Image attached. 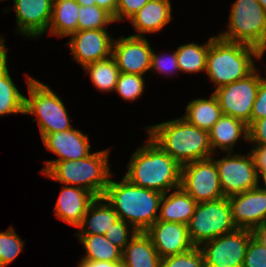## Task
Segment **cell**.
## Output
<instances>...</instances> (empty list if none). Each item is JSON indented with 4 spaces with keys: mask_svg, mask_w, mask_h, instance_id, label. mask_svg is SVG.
I'll return each instance as SVG.
<instances>
[{
    "mask_svg": "<svg viewBox=\"0 0 266 267\" xmlns=\"http://www.w3.org/2000/svg\"><path fill=\"white\" fill-rule=\"evenodd\" d=\"M109 149L91 153L84 159L56 162L44 175L65 185L79 187L102 197L110 177Z\"/></svg>",
    "mask_w": 266,
    "mask_h": 267,
    "instance_id": "obj_5",
    "label": "cell"
},
{
    "mask_svg": "<svg viewBox=\"0 0 266 267\" xmlns=\"http://www.w3.org/2000/svg\"><path fill=\"white\" fill-rule=\"evenodd\" d=\"M161 267H205V260L200 247L188 252L161 258Z\"/></svg>",
    "mask_w": 266,
    "mask_h": 267,
    "instance_id": "obj_34",
    "label": "cell"
},
{
    "mask_svg": "<svg viewBox=\"0 0 266 267\" xmlns=\"http://www.w3.org/2000/svg\"><path fill=\"white\" fill-rule=\"evenodd\" d=\"M248 141L253 145L266 146V117L253 121L248 126Z\"/></svg>",
    "mask_w": 266,
    "mask_h": 267,
    "instance_id": "obj_40",
    "label": "cell"
},
{
    "mask_svg": "<svg viewBox=\"0 0 266 267\" xmlns=\"http://www.w3.org/2000/svg\"><path fill=\"white\" fill-rule=\"evenodd\" d=\"M42 140L48 150L59 156L58 159L46 161L42 173H46L58 161L80 160L91 154L88 135L74 128L46 134Z\"/></svg>",
    "mask_w": 266,
    "mask_h": 267,
    "instance_id": "obj_17",
    "label": "cell"
},
{
    "mask_svg": "<svg viewBox=\"0 0 266 267\" xmlns=\"http://www.w3.org/2000/svg\"><path fill=\"white\" fill-rule=\"evenodd\" d=\"M242 267H266V249L254 236L247 245Z\"/></svg>",
    "mask_w": 266,
    "mask_h": 267,
    "instance_id": "obj_36",
    "label": "cell"
},
{
    "mask_svg": "<svg viewBox=\"0 0 266 267\" xmlns=\"http://www.w3.org/2000/svg\"><path fill=\"white\" fill-rule=\"evenodd\" d=\"M241 136L248 141L247 124L224 114L209 131L210 144L214 153L215 148L233 153V146Z\"/></svg>",
    "mask_w": 266,
    "mask_h": 267,
    "instance_id": "obj_23",
    "label": "cell"
},
{
    "mask_svg": "<svg viewBox=\"0 0 266 267\" xmlns=\"http://www.w3.org/2000/svg\"><path fill=\"white\" fill-rule=\"evenodd\" d=\"M210 45L211 38L203 45L190 43L179 46L176 50V56L180 71L188 73L205 71Z\"/></svg>",
    "mask_w": 266,
    "mask_h": 267,
    "instance_id": "obj_30",
    "label": "cell"
},
{
    "mask_svg": "<svg viewBox=\"0 0 266 267\" xmlns=\"http://www.w3.org/2000/svg\"><path fill=\"white\" fill-rule=\"evenodd\" d=\"M92 5L106 10L114 17L116 15L118 0H92Z\"/></svg>",
    "mask_w": 266,
    "mask_h": 267,
    "instance_id": "obj_42",
    "label": "cell"
},
{
    "mask_svg": "<svg viewBox=\"0 0 266 267\" xmlns=\"http://www.w3.org/2000/svg\"><path fill=\"white\" fill-rule=\"evenodd\" d=\"M259 4L266 10V0H257Z\"/></svg>",
    "mask_w": 266,
    "mask_h": 267,
    "instance_id": "obj_47",
    "label": "cell"
},
{
    "mask_svg": "<svg viewBox=\"0 0 266 267\" xmlns=\"http://www.w3.org/2000/svg\"><path fill=\"white\" fill-rule=\"evenodd\" d=\"M79 8L75 0H54L48 27L50 34L65 37L77 32Z\"/></svg>",
    "mask_w": 266,
    "mask_h": 267,
    "instance_id": "obj_27",
    "label": "cell"
},
{
    "mask_svg": "<svg viewBox=\"0 0 266 267\" xmlns=\"http://www.w3.org/2000/svg\"><path fill=\"white\" fill-rule=\"evenodd\" d=\"M258 70L247 77L216 88L213 94L217 97L222 113L251 124V113L257 97V89L263 81Z\"/></svg>",
    "mask_w": 266,
    "mask_h": 267,
    "instance_id": "obj_9",
    "label": "cell"
},
{
    "mask_svg": "<svg viewBox=\"0 0 266 267\" xmlns=\"http://www.w3.org/2000/svg\"><path fill=\"white\" fill-rule=\"evenodd\" d=\"M0 37V116L24 114L25 96L14 85L7 67V48Z\"/></svg>",
    "mask_w": 266,
    "mask_h": 267,
    "instance_id": "obj_22",
    "label": "cell"
},
{
    "mask_svg": "<svg viewBox=\"0 0 266 267\" xmlns=\"http://www.w3.org/2000/svg\"><path fill=\"white\" fill-rule=\"evenodd\" d=\"M144 86L143 76L120 72L115 91H117L119 96L125 101H132L142 95Z\"/></svg>",
    "mask_w": 266,
    "mask_h": 267,
    "instance_id": "obj_33",
    "label": "cell"
},
{
    "mask_svg": "<svg viewBox=\"0 0 266 267\" xmlns=\"http://www.w3.org/2000/svg\"><path fill=\"white\" fill-rule=\"evenodd\" d=\"M103 201V197H98L89 205L78 226L81 232L77 234L104 235L119 219L114 209Z\"/></svg>",
    "mask_w": 266,
    "mask_h": 267,
    "instance_id": "obj_25",
    "label": "cell"
},
{
    "mask_svg": "<svg viewBox=\"0 0 266 267\" xmlns=\"http://www.w3.org/2000/svg\"><path fill=\"white\" fill-rule=\"evenodd\" d=\"M253 231L239 229L203 243L205 267H242Z\"/></svg>",
    "mask_w": 266,
    "mask_h": 267,
    "instance_id": "obj_11",
    "label": "cell"
},
{
    "mask_svg": "<svg viewBox=\"0 0 266 267\" xmlns=\"http://www.w3.org/2000/svg\"><path fill=\"white\" fill-rule=\"evenodd\" d=\"M228 30L217 36L266 51V10L257 0H236L231 7Z\"/></svg>",
    "mask_w": 266,
    "mask_h": 267,
    "instance_id": "obj_7",
    "label": "cell"
},
{
    "mask_svg": "<svg viewBox=\"0 0 266 267\" xmlns=\"http://www.w3.org/2000/svg\"><path fill=\"white\" fill-rule=\"evenodd\" d=\"M149 137L181 166L212 158L209 132L189 124L183 117L146 128Z\"/></svg>",
    "mask_w": 266,
    "mask_h": 267,
    "instance_id": "obj_3",
    "label": "cell"
},
{
    "mask_svg": "<svg viewBox=\"0 0 266 267\" xmlns=\"http://www.w3.org/2000/svg\"><path fill=\"white\" fill-rule=\"evenodd\" d=\"M180 187L197 203L224 197L216 163L212 158L181 166Z\"/></svg>",
    "mask_w": 266,
    "mask_h": 267,
    "instance_id": "obj_10",
    "label": "cell"
},
{
    "mask_svg": "<svg viewBox=\"0 0 266 267\" xmlns=\"http://www.w3.org/2000/svg\"><path fill=\"white\" fill-rule=\"evenodd\" d=\"M165 56H159L152 50L151 69L161 73H171L174 70L177 72L179 69L176 51L173 54Z\"/></svg>",
    "mask_w": 266,
    "mask_h": 267,
    "instance_id": "obj_38",
    "label": "cell"
},
{
    "mask_svg": "<svg viewBox=\"0 0 266 267\" xmlns=\"http://www.w3.org/2000/svg\"><path fill=\"white\" fill-rule=\"evenodd\" d=\"M77 267H122L121 262L81 260Z\"/></svg>",
    "mask_w": 266,
    "mask_h": 267,
    "instance_id": "obj_43",
    "label": "cell"
},
{
    "mask_svg": "<svg viewBox=\"0 0 266 267\" xmlns=\"http://www.w3.org/2000/svg\"><path fill=\"white\" fill-rule=\"evenodd\" d=\"M220 186L224 197L242 193L258 187L259 177L251 152L248 155L231 154L215 160Z\"/></svg>",
    "mask_w": 266,
    "mask_h": 267,
    "instance_id": "obj_12",
    "label": "cell"
},
{
    "mask_svg": "<svg viewBox=\"0 0 266 267\" xmlns=\"http://www.w3.org/2000/svg\"><path fill=\"white\" fill-rule=\"evenodd\" d=\"M86 250L81 260L122 262V250L104 235L76 234Z\"/></svg>",
    "mask_w": 266,
    "mask_h": 267,
    "instance_id": "obj_28",
    "label": "cell"
},
{
    "mask_svg": "<svg viewBox=\"0 0 266 267\" xmlns=\"http://www.w3.org/2000/svg\"><path fill=\"white\" fill-rule=\"evenodd\" d=\"M95 199L96 197L85 189L64 185L57 199L54 214L64 222L78 227Z\"/></svg>",
    "mask_w": 266,
    "mask_h": 267,
    "instance_id": "obj_19",
    "label": "cell"
},
{
    "mask_svg": "<svg viewBox=\"0 0 266 267\" xmlns=\"http://www.w3.org/2000/svg\"><path fill=\"white\" fill-rule=\"evenodd\" d=\"M253 236L262 244L266 249V226L259 227L253 230Z\"/></svg>",
    "mask_w": 266,
    "mask_h": 267,
    "instance_id": "obj_44",
    "label": "cell"
},
{
    "mask_svg": "<svg viewBox=\"0 0 266 267\" xmlns=\"http://www.w3.org/2000/svg\"><path fill=\"white\" fill-rule=\"evenodd\" d=\"M16 28L26 37H39L49 27L54 0H13Z\"/></svg>",
    "mask_w": 266,
    "mask_h": 267,
    "instance_id": "obj_18",
    "label": "cell"
},
{
    "mask_svg": "<svg viewBox=\"0 0 266 267\" xmlns=\"http://www.w3.org/2000/svg\"><path fill=\"white\" fill-rule=\"evenodd\" d=\"M125 177L134 185L162 194L180 187L181 165L150 137L132 154Z\"/></svg>",
    "mask_w": 266,
    "mask_h": 267,
    "instance_id": "obj_1",
    "label": "cell"
},
{
    "mask_svg": "<svg viewBox=\"0 0 266 267\" xmlns=\"http://www.w3.org/2000/svg\"><path fill=\"white\" fill-rule=\"evenodd\" d=\"M223 115L217 97L212 93L209 99H193L186 107L185 116L189 124L210 131Z\"/></svg>",
    "mask_w": 266,
    "mask_h": 267,
    "instance_id": "obj_26",
    "label": "cell"
},
{
    "mask_svg": "<svg viewBox=\"0 0 266 267\" xmlns=\"http://www.w3.org/2000/svg\"><path fill=\"white\" fill-rule=\"evenodd\" d=\"M129 228H131L130 231L132 233L129 231ZM136 232L137 231L129 223L118 219L112 224V227L106 231L104 236L123 251Z\"/></svg>",
    "mask_w": 266,
    "mask_h": 267,
    "instance_id": "obj_35",
    "label": "cell"
},
{
    "mask_svg": "<svg viewBox=\"0 0 266 267\" xmlns=\"http://www.w3.org/2000/svg\"><path fill=\"white\" fill-rule=\"evenodd\" d=\"M122 267H161V257L146 232L137 231L122 251Z\"/></svg>",
    "mask_w": 266,
    "mask_h": 267,
    "instance_id": "obj_21",
    "label": "cell"
},
{
    "mask_svg": "<svg viewBox=\"0 0 266 267\" xmlns=\"http://www.w3.org/2000/svg\"><path fill=\"white\" fill-rule=\"evenodd\" d=\"M236 229L228 197L197 203L188 223L189 235L195 247Z\"/></svg>",
    "mask_w": 266,
    "mask_h": 267,
    "instance_id": "obj_8",
    "label": "cell"
},
{
    "mask_svg": "<svg viewBox=\"0 0 266 267\" xmlns=\"http://www.w3.org/2000/svg\"><path fill=\"white\" fill-rule=\"evenodd\" d=\"M266 117V78L259 84L257 97L253 104L251 123L257 119Z\"/></svg>",
    "mask_w": 266,
    "mask_h": 267,
    "instance_id": "obj_39",
    "label": "cell"
},
{
    "mask_svg": "<svg viewBox=\"0 0 266 267\" xmlns=\"http://www.w3.org/2000/svg\"><path fill=\"white\" fill-rule=\"evenodd\" d=\"M232 219L239 229L266 226V193L258 186L228 197Z\"/></svg>",
    "mask_w": 266,
    "mask_h": 267,
    "instance_id": "obj_14",
    "label": "cell"
},
{
    "mask_svg": "<svg viewBox=\"0 0 266 267\" xmlns=\"http://www.w3.org/2000/svg\"><path fill=\"white\" fill-rule=\"evenodd\" d=\"M263 55L254 46L213 36L205 72L219 88L247 77L256 69L253 59H260Z\"/></svg>",
    "mask_w": 266,
    "mask_h": 267,
    "instance_id": "obj_4",
    "label": "cell"
},
{
    "mask_svg": "<svg viewBox=\"0 0 266 267\" xmlns=\"http://www.w3.org/2000/svg\"><path fill=\"white\" fill-rule=\"evenodd\" d=\"M24 242L16 234L12 226L0 232V267L10 264L23 250Z\"/></svg>",
    "mask_w": 266,
    "mask_h": 267,
    "instance_id": "obj_32",
    "label": "cell"
},
{
    "mask_svg": "<svg viewBox=\"0 0 266 267\" xmlns=\"http://www.w3.org/2000/svg\"><path fill=\"white\" fill-rule=\"evenodd\" d=\"M79 6H92V0H75Z\"/></svg>",
    "mask_w": 266,
    "mask_h": 267,
    "instance_id": "obj_45",
    "label": "cell"
},
{
    "mask_svg": "<svg viewBox=\"0 0 266 267\" xmlns=\"http://www.w3.org/2000/svg\"><path fill=\"white\" fill-rule=\"evenodd\" d=\"M170 0H150L130 19L139 32L132 36L144 37L143 34L161 30L172 19Z\"/></svg>",
    "mask_w": 266,
    "mask_h": 267,
    "instance_id": "obj_20",
    "label": "cell"
},
{
    "mask_svg": "<svg viewBox=\"0 0 266 267\" xmlns=\"http://www.w3.org/2000/svg\"><path fill=\"white\" fill-rule=\"evenodd\" d=\"M259 178L263 179L264 182V188H262L261 186H259L265 193H266V175H260Z\"/></svg>",
    "mask_w": 266,
    "mask_h": 267,
    "instance_id": "obj_46",
    "label": "cell"
},
{
    "mask_svg": "<svg viewBox=\"0 0 266 267\" xmlns=\"http://www.w3.org/2000/svg\"><path fill=\"white\" fill-rule=\"evenodd\" d=\"M83 68L86 74L90 75L91 81L97 89L103 92L115 90L120 70L113 57L88 64Z\"/></svg>",
    "mask_w": 266,
    "mask_h": 267,
    "instance_id": "obj_29",
    "label": "cell"
},
{
    "mask_svg": "<svg viewBox=\"0 0 266 267\" xmlns=\"http://www.w3.org/2000/svg\"><path fill=\"white\" fill-rule=\"evenodd\" d=\"M69 36L66 46L70 47L73 59L82 67L112 57L114 39L106 29L77 31Z\"/></svg>",
    "mask_w": 266,
    "mask_h": 267,
    "instance_id": "obj_13",
    "label": "cell"
},
{
    "mask_svg": "<svg viewBox=\"0 0 266 267\" xmlns=\"http://www.w3.org/2000/svg\"><path fill=\"white\" fill-rule=\"evenodd\" d=\"M163 194L160 202V214L157 220L178 222L188 225L194 214L197 202L181 187L167 195Z\"/></svg>",
    "mask_w": 266,
    "mask_h": 267,
    "instance_id": "obj_24",
    "label": "cell"
},
{
    "mask_svg": "<svg viewBox=\"0 0 266 267\" xmlns=\"http://www.w3.org/2000/svg\"><path fill=\"white\" fill-rule=\"evenodd\" d=\"M102 197L119 219L129 223L136 231L145 232L158 219L163 194L134 185L123 177L119 182L110 178Z\"/></svg>",
    "mask_w": 266,
    "mask_h": 267,
    "instance_id": "obj_2",
    "label": "cell"
},
{
    "mask_svg": "<svg viewBox=\"0 0 266 267\" xmlns=\"http://www.w3.org/2000/svg\"><path fill=\"white\" fill-rule=\"evenodd\" d=\"M29 98L25 97L24 114L36 115L41 139L46 134L72 129L63 101L47 85L27 76Z\"/></svg>",
    "mask_w": 266,
    "mask_h": 267,
    "instance_id": "obj_6",
    "label": "cell"
},
{
    "mask_svg": "<svg viewBox=\"0 0 266 267\" xmlns=\"http://www.w3.org/2000/svg\"><path fill=\"white\" fill-rule=\"evenodd\" d=\"M150 0H118L116 15L114 21H123L126 17L131 19L141 8H143Z\"/></svg>",
    "mask_w": 266,
    "mask_h": 267,
    "instance_id": "obj_37",
    "label": "cell"
},
{
    "mask_svg": "<svg viewBox=\"0 0 266 267\" xmlns=\"http://www.w3.org/2000/svg\"><path fill=\"white\" fill-rule=\"evenodd\" d=\"M258 177L266 175V146L254 145L251 149Z\"/></svg>",
    "mask_w": 266,
    "mask_h": 267,
    "instance_id": "obj_41",
    "label": "cell"
},
{
    "mask_svg": "<svg viewBox=\"0 0 266 267\" xmlns=\"http://www.w3.org/2000/svg\"><path fill=\"white\" fill-rule=\"evenodd\" d=\"M115 22L113 16L106 10L96 6H80L78 11L77 31L89 29H105Z\"/></svg>",
    "mask_w": 266,
    "mask_h": 267,
    "instance_id": "obj_31",
    "label": "cell"
},
{
    "mask_svg": "<svg viewBox=\"0 0 266 267\" xmlns=\"http://www.w3.org/2000/svg\"><path fill=\"white\" fill-rule=\"evenodd\" d=\"M112 57L120 72L143 76L151 69L152 48L145 36H121L114 40Z\"/></svg>",
    "mask_w": 266,
    "mask_h": 267,
    "instance_id": "obj_15",
    "label": "cell"
},
{
    "mask_svg": "<svg viewBox=\"0 0 266 267\" xmlns=\"http://www.w3.org/2000/svg\"><path fill=\"white\" fill-rule=\"evenodd\" d=\"M161 258L182 254L194 248L188 225L178 222L157 220L145 231Z\"/></svg>",
    "mask_w": 266,
    "mask_h": 267,
    "instance_id": "obj_16",
    "label": "cell"
}]
</instances>
